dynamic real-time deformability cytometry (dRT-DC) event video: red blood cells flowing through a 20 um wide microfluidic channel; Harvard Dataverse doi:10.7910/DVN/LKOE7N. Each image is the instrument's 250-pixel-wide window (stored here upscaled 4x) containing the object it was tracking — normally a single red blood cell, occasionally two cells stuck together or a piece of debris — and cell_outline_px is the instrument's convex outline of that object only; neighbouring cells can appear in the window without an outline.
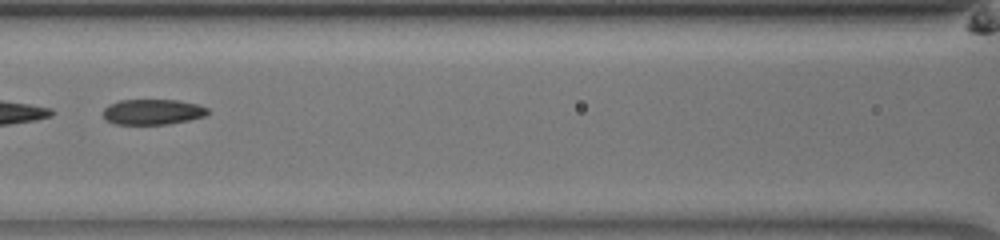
{"species": "common noctule bat (a hibernating species)", "species_latin": "Nyctalus noctula", "temperature_condition": "room temperature", "stored_images_in_passage": 31, "segment_of_instrument_passage": [2, 2], "camera_frame_rate_fps": 3000, "um_per_image_px": 0.085, "animal": {"sex": "male", "body_mass_g": 13.0, "forearm_length_mm": 53.1}, "frame": {"image": 1, "passage_image": 26, "time_ms": 8.333, "image_size_px": [1000, 240], "cell_outline_px": [[208, 112], [204, 116], [188, 120], [168, 124], [116, 124], [108, 120], [104, 116], [104, 108], [108, 104], [120, 100], [176, 100], [196, 104], [208, 108]], "centroid_in_image_um": [12.96, 9.5], "position_along_channel_um": 153.6, "area_um2": 15.32}}